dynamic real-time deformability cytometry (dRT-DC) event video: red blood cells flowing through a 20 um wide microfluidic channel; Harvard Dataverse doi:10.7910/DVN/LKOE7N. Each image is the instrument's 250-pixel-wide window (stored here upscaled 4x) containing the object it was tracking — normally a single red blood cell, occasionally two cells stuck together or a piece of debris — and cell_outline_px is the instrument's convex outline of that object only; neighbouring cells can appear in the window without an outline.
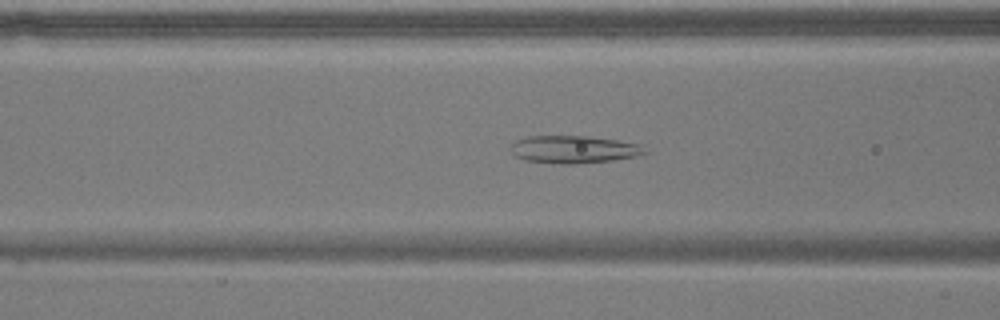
{"species": "common noctule bat (a hibernating species)", "species_latin": "Nyctalus noctula", "temperature_condition": "warm", "stored_images_in_passage": 44, "camera_frame_rate_fps": 3000, "um_per_image_px": 0.085, "animal": {"sex": "male", "body_mass_g": 17.9}, "frame": {"image": 1, "passage_image": 11, "time_ms": 3.333, "image_size_px": [1000, 320], "cell_outline_px": [[648, 152], [636, 156], [612, 160], [572, 164], [560, 164], [524, 160], [516, 156], [508, 148], [516, 140], [528, 136], [584, 136], [616, 140], [644, 144]], "centroid_in_image_um": [48.78, 12.7], "position_along_channel_um": 117.8, "area_um2": 21.62}}
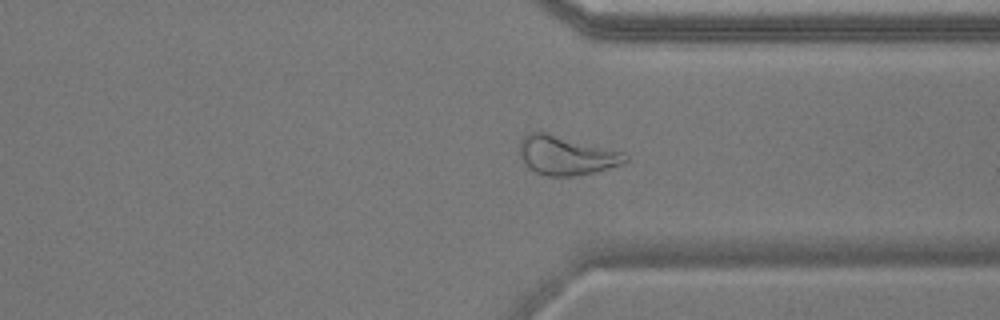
{"frame": {"image": 2, "passage_image": 31, "time_ms": 10.0, "image_size_px": [1000, 320], "cell_outline_px": [[628, 160], [624, 164], [596, 172], [576, 176], [548, 176], [536, 172], [528, 168], [524, 164], [520, 156], [520, 140], [528, 132], [548, 132], [624, 152], [628, 156]], "centroid_in_image_um": [48.14, 13.21], "position_along_channel_um": 363.3, "area_um2": 24.39}}
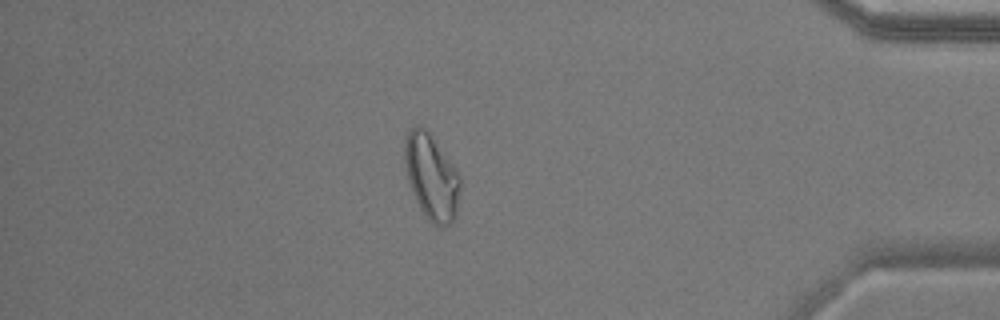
{"frame": {"image": 3, "passage_image": 37, "time_ms": 12.0, "image_size_px": [1000, 320], "cell_outline_px": [[460, 188], [456, 216], [452, 224], [444, 228], [440, 228], [432, 224], [428, 220], [420, 208], [412, 192], [408, 180], [404, 160], [404, 144], [408, 128], [416, 124], [420, 124], [428, 132], [452, 164], [460, 176]], "centroid_in_image_um": [36.66, 15.07], "position_along_channel_um": 398.5, "area_um2": 27.86}, "authors_computed_cell_mechanics": {"area_um2": 23.6691, "velocity_mm_per_s": 3.6853, "shape_relaxation_time_tau1_ms": null, "shape_relaxation_time_tau2_ms": 2.823, "deformation_change_tau1": null, "deformation_change_tau2": 0.12}}